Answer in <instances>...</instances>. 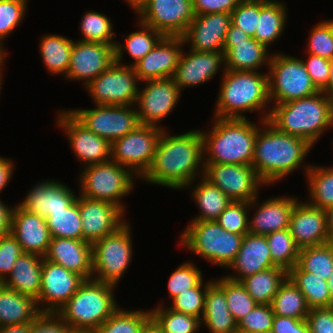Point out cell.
I'll return each mask as SVG.
<instances>
[{
    "label": "cell",
    "mask_w": 333,
    "mask_h": 333,
    "mask_svg": "<svg viewBox=\"0 0 333 333\" xmlns=\"http://www.w3.org/2000/svg\"><path fill=\"white\" fill-rule=\"evenodd\" d=\"M204 166L201 130L191 129L173 135L163 129L152 164L139 181L184 190L194 180L203 177Z\"/></svg>",
    "instance_id": "cell-1"
},
{
    "label": "cell",
    "mask_w": 333,
    "mask_h": 333,
    "mask_svg": "<svg viewBox=\"0 0 333 333\" xmlns=\"http://www.w3.org/2000/svg\"><path fill=\"white\" fill-rule=\"evenodd\" d=\"M258 122L252 166L259 178L269 187L299 168L307 173L311 164L304 161L313 146L303 138L278 131L268 121Z\"/></svg>",
    "instance_id": "cell-2"
},
{
    "label": "cell",
    "mask_w": 333,
    "mask_h": 333,
    "mask_svg": "<svg viewBox=\"0 0 333 333\" xmlns=\"http://www.w3.org/2000/svg\"><path fill=\"white\" fill-rule=\"evenodd\" d=\"M220 80L213 117L246 118V112H254L261 121L268 120L271 111L268 72L225 70Z\"/></svg>",
    "instance_id": "cell-3"
},
{
    "label": "cell",
    "mask_w": 333,
    "mask_h": 333,
    "mask_svg": "<svg viewBox=\"0 0 333 333\" xmlns=\"http://www.w3.org/2000/svg\"><path fill=\"white\" fill-rule=\"evenodd\" d=\"M278 131L305 139L313 147L333 128V104L323 92L291 100L283 104H271L267 120Z\"/></svg>",
    "instance_id": "cell-4"
},
{
    "label": "cell",
    "mask_w": 333,
    "mask_h": 333,
    "mask_svg": "<svg viewBox=\"0 0 333 333\" xmlns=\"http://www.w3.org/2000/svg\"><path fill=\"white\" fill-rule=\"evenodd\" d=\"M246 118L212 117L203 137L204 163L252 165L257 124Z\"/></svg>",
    "instance_id": "cell-5"
},
{
    "label": "cell",
    "mask_w": 333,
    "mask_h": 333,
    "mask_svg": "<svg viewBox=\"0 0 333 333\" xmlns=\"http://www.w3.org/2000/svg\"><path fill=\"white\" fill-rule=\"evenodd\" d=\"M116 286L85 280L57 314L72 331H96L119 307Z\"/></svg>",
    "instance_id": "cell-6"
},
{
    "label": "cell",
    "mask_w": 333,
    "mask_h": 333,
    "mask_svg": "<svg viewBox=\"0 0 333 333\" xmlns=\"http://www.w3.org/2000/svg\"><path fill=\"white\" fill-rule=\"evenodd\" d=\"M244 235L224 230L217 221H189L179 245L217 267L228 269L234 262Z\"/></svg>",
    "instance_id": "cell-7"
},
{
    "label": "cell",
    "mask_w": 333,
    "mask_h": 333,
    "mask_svg": "<svg viewBox=\"0 0 333 333\" xmlns=\"http://www.w3.org/2000/svg\"><path fill=\"white\" fill-rule=\"evenodd\" d=\"M80 172L77 177L79 195L110 202L127 213L123 199L133 192L136 180L139 179L131 170L109 160L83 167Z\"/></svg>",
    "instance_id": "cell-8"
},
{
    "label": "cell",
    "mask_w": 333,
    "mask_h": 333,
    "mask_svg": "<svg viewBox=\"0 0 333 333\" xmlns=\"http://www.w3.org/2000/svg\"><path fill=\"white\" fill-rule=\"evenodd\" d=\"M131 224L127 221L116 232L92 244V279L118 286L133 260Z\"/></svg>",
    "instance_id": "cell-9"
},
{
    "label": "cell",
    "mask_w": 333,
    "mask_h": 333,
    "mask_svg": "<svg viewBox=\"0 0 333 333\" xmlns=\"http://www.w3.org/2000/svg\"><path fill=\"white\" fill-rule=\"evenodd\" d=\"M269 97L271 104L310 97L319 92L313 84L302 57L273 52L269 62Z\"/></svg>",
    "instance_id": "cell-10"
},
{
    "label": "cell",
    "mask_w": 333,
    "mask_h": 333,
    "mask_svg": "<svg viewBox=\"0 0 333 333\" xmlns=\"http://www.w3.org/2000/svg\"><path fill=\"white\" fill-rule=\"evenodd\" d=\"M133 66L114 63L108 70L99 74L85 89L94 105H136L139 84Z\"/></svg>",
    "instance_id": "cell-11"
},
{
    "label": "cell",
    "mask_w": 333,
    "mask_h": 333,
    "mask_svg": "<svg viewBox=\"0 0 333 333\" xmlns=\"http://www.w3.org/2000/svg\"><path fill=\"white\" fill-rule=\"evenodd\" d=\"M161 128L145 124L111 144V160L127 167L139 179L152 164Z\"/></svg>",
    "instance_id": "cell-12"
},
{
    "label": "cell",
    "mask_w": 333,
    "mask_h": 333,
    "mask_svg": "<svg viewBox=\"0 0 333 333\" xmlns=\"http://www.w3.org/2000/svg\"><path fill=\"white\" fill-rule=\"evenodd\" d=\"M90 109H68L90 131L111 144L141 125L137 109L126 105H94Z\"/></svg>",
    "instance_id": "cell-13"
},
{
    "label": "cell",
    "mask_w": 333,
    "mask_h": 333,
    "mask_svg": "<svg viewBox=\"0 0 333 333\" xmlns=\"http://www.w3.org/2000/svg\"><path fill=\"white\" fill-rule=\"evenodd\" d=\"M134 12L164 36H182L195 18L192 0H144Z\"/></svg>",
    "instance_id": "cell-14"
},
{
    "label": "cell",
    "mask_w": 333,
    "mask_h": 333,
    "mask_svg": "<svg viewBox=\"0 0 333 333\" xmlns=\"http://www.w3.org/2000/svg\"><path fill=\"white\" fill-rule=\"evenodd\" d=\"M203 177L220 188L232 201L250 202L267 186L252 165L204 163Z\"/></svg>",
    "instance_id": "cell-15"
},
{
    "label": "cell",
    "mask_w": 333,
    "mask_h": 333,
    "mask_svg": "<svg viewBox=\"0 0 333 333\" xmlns=\"http://www.w3.org/2000/svg\"><path fill=\"white\" fill-rule=\"evenodd\" d=\"M56 126L65 133L69 146L82 167L111 160V143L83 125L69 110H58Z\"/></svg>",
    "instance_id": "cell-16"
},
{
    "label": "cell",
    "mask_w": 333,
    "mask_h": 333,
    "mask_svg": "<svg viewBox=\"0 0 333 333\" xmlns=\"http://www.w3.org/2000/svg\"><path fill=\"white\" fill-rule=\"evenodd\" d=\"M144 87L139 89L135 107L141 124L156 126L160 125L178 104L182 91L172 78H163L142 82Z\"/></svg>",
    "instance_id": "cell-17"
},
{
    "label": "cell",
    "mask_w": 333,
    "mask_h": 333,
    "mask_svg": "<svg viewBox=\"0 0 333 333\" xmlns=\"http://www.w3.org/2000/svg\"><path fill=\"white\" fill-rule=\"evenodd\" d=\"M84 281L82 276L43 258L41 290L36 300L41 313H57Z\"/></svg>",
    "instance_id": "cell-18"
},
{
    "label": "cell",
    "mask_w": 333,
    "mask_h": 333,
    "mask_svg": "<svg viewBox=\"0 0 333 333\" xmlns=\"http://www.w3.org/2000/svg\"><path fill=\"white\" fill-rule=\"evenodd\" d=\"M115 62L113 45L77 39L73 43L69 70L64 79L82 81L83 86H87Z\"/></svg>",
    "instance_id": "cell-19"
},
{
    "label": "cell",
    "mask_w": 333,
    "mask_h": 333,
    "mask_svg": "<svg viewBox=\"0 0 333 333\" xmlns=\"http://www.w3.org/2000/svg\"><path fill=\"white\" fill-rule=\"evenodd\" d=\"M78 205L82 221V240L94 242L116 232L128 220L116 205L85 198L78 194Z\"/></svg>",
    "instance_id": "cell-20"
},
{
    "label": "cell",
    "mask_w": 333,
    "mask_h": 333,
    "mask_svg": "<svg viewBox=\"0 0 333 333\" xmlns=\"http://www.w3.org/2000/svg\"><path fill=\"white\" fill-rule=\"evenodd\" d=\"M222 68V70H220ZM225 72L224 54L198 52L189 49L181 51L177 68L172 79L181 91L208 83L219 72Z\"/></svg>",
    "instance_id": "cell-21"
},
{
    "label": "cell",
    "mask_w": 333,
    "mask_h": 333,
    "mask_svg": "<svg viewBox=\"0 0 333 333\" xmlns=\"http://www.w3.org/2000/svg\"><path fill=\"white\" fill-rule=\"evenodd\" d=\"M231 25V14L211 13L195 15L182 35L184 45L198 52L223 53L227 31Z\"/></svg>",
    "instance_id": "cell-22"
},
{
    "label": "cell",
    "mask_w": 333,
    "mask_h": 333,
    "mask_svg": "<svg viewBox=\"0 0 333 333\" xmlns=\"http://www.w3.org/2000/svg\"><path fill=\"white\" fill-rule=\"evenodd\" d=\"M260 196L249 202V233L267 235L283 229H288L290 218L298 196H275L260 201ZM297 197V198H296ZM255 208V209H254Z\"/></svg>",
    "instance_id": "cell-23"
},
{
    "label": "cell",
    "mask_w": 333,
    "mask_h": 333,
    "mask_svg": "<svg viewBox=\"0 0 333 333\" xmlns=\"http://www.w3.org/2000/svg\"><path fill=\"white\" fill-rule=\"evenodd\" d=\"M182 36H164L156 46L133 67L142 82L163 78H172L177 68L182 49Z\"/></svg>",
    "instance_id": "cell-24"
},
{
    "label": "cell",
    "mask_w": 333,
    "mask_h": 333,
    "mask_svg": "<svg viewBox=\"0 0 333 333\" xmlns=\"http://www.w3.org/2000/svg\"><path fill=\"white\" fill-rule=\"evenodd\" d=\"M288 229L300 249L331 241L327 230L326 211L300 199L295 203Z\"/></svg>",
    "instance_id": "cell-25"
},
{
    "label": "cell",
    "mask_w": 333,
    "mask_h": 333,
    "mask_svg": "<svg viewBox=\"0 0 333 333\" xmlns=\"http://www.w3.org/2000/svg\"><path fill=\"white\" fill-rule=\"evenodd\" d=\"M75 193L64 182L46 179L33 185L19 205L28 212L47 218L53 211L69 207L78 196Z\"/></svg>",
    "instance_id": "cell-26"
},
{
    "label": "cell",
    "mask_w": 333,
    "mask_h": 333,
    "mask_svg": "<svg viewBox=\"0 0 333 333\" xmlns=\"http://www.w3.org/2000/svg\"><path fill=\"white\" fill-rule=\"evenodd\" d=\"M11 234L21 245L23 252L45 257L48 252L51 235L46 218L33 214L18 203L12 216Z\"/></svg>",
    "instance_id": "cell-27"
},
{
    "label": "cell",
    "mask_w": 333,
    "mask_h": 333,
    "mask_svg": "<svg viewBox=\"0 0 333 333\" xmlns=\"http://www.w3.org/2000/svg\"><path fill=\"white\" fill-rule=\"evenodd\" d=\"M276 267L271 258L269 245L265 235L247 233L244 235L241 248L234 262L227 269L233 270L225 276L233 281L241 282L248 276L266 269Z\"/></svg>",
    "instance_id": "cell-28"
},
{
    "label": "cell",
    "mask_w": 333,
    "mask_h": 333,
    "mask_svg": "<svg viewBox=\"0 0 333 333\" xmlns=\"http://www.w3.org/2000/svg\"><path fill=\"white\" fill-rule=\"evenodd\" d=\"M44 258L82 276L85 280L92 278V244L84 240L51 238Z\"/></svg>",
    "instance_id": "cell-29"
},
{
    "label": "cell",
    "mask_w": 333,
    "mask_h": 333,
    "mask_svg": "<svg viewBox=\"0 0 333 333\" xmlns=\"http://www.w3.org/2000/svg\"><path fill=\"white\" fill-rule=\"evenodd\" d=\"M263 44L251 37L247 41L225 42L223 48L225 70L260 71L269 62L272 53Z\"/></svg>",
    "instance_id": "cell-30"
},
{
    "label": "cell",
    "mask_w": 333,
    "mask_h": 333,
    "mask_svg": "<svg viewBox=\"0 0 333 333\" xmlns=\"http://www.w3.org/2000/svg\"><path fill=\"white\" fill-rule=\"evenodd\" d=\"M42 266L43 257L23 252L2 284L37 300L41 290Z\"/></svg>",
    "instance_id": "cell-31"
},
{
    "label": "cell",
    "mask_w": 333,
    "mask_h": 333,
    "mask_svg": "<svg viewBox=\"0 0 333 333\" xmlns=\"http://www.w3.org/2000/svg\"><path fill=\"white\" fill-rule=\"evenodd\" d=\"M287 5L280 0H260V14L254 39L270 50L288 23Z\"/></svg>",
    "instance_id": "cell-32"
},
{
    "label": "cell",
    "mask_w": 333,
    "mask_h": 333,
    "mask_svg": "<svg viewBox=\"0 0 333 333\" xmlns=\"http://www.w3.org/2000/svg\"><path fill=\"white\" fill-rule=\"evenodd\" d=\"M40 314L35 299L0 283V327L30 323Z\"/></svg>",
    "instance_id": "cell-33"
},
{
    "label": "cell",
    "mask_w": 333,
    "mask_h": 333,
    "mask_svg": "<svg viewBox=\"0 0 333 333\" xmlns=\"http://www.w3.org/2000/svg\"><path fill=\"white\" fill-rule=\"evenodd\" d=\"M198 180L200 181L198 182ZM190 187L192 190L189 191H191L199 214L189 221H216L219 215L232 202L220 188L211 184L204 177L194 180L185 189H189Z\"/></svg>",
    "instance_id": "cell-34"
},
{
    "label": "cell",
    "mask_w": 333,
    "mask_h": 333,
    "mask_svg": "<svg viewBox=\"0 0 333 333\" xmlns=\"http://www.w3.org/2000/svg\"><path fill=\"white\" fill-rule=\"evenodd\" d=\"M227 304L225 293L213 282L205 296L202 327L210 333H237V323Z\"/></svg>",
    "instance_id": "cell-35"
},
{
    "label": "cell",
    "mask_w": 333,
    "mask_h": 333,
    "mask_svg": "<svg viewBox=\"0 0 333 333\" xmlns=\"http://www.w3.org/2000/svg\"><path fill=\"white\" fill-rule=\"evenodd\" d=\"M138 30L129 33L127 36L122 35L124 39L123 43L116 41L114 50H115V60L116 63L127 66H134L137 62L145 57L155 46L156 44L164 37V35L137 21ZM131 57V63H123L124 53Z\"/></svg>",
    "instance_id": "cell-36"
},
{
    "label": "cell",
    "mask_w": 333,
    "mask_h": 333,
    "mask_svg": "<svg viewBox=\"0 0 333 333\" xmlns=\"http://www.w3.org/2000/svg\"><path fill=\"white\" fill-rule=\"evenodd\" d=\"M74 40L59 34H43L39 52L49 74L66 76L69 70Z\"/></svg>",
    "instance_id": "cell-37"
},
{
    "label": "cell",
    "mask_w": 333,
    "mask_h": 333,
    "mask_svg": "<svg viewBox=\"0 0 333 333\" xmlns=\"http://www.w3.org/2000/svg\"><path fill=\"white\" fill-rule=\"evenodd\" d=\"M287 277L305 296L310 309L333 306L326 280L303 271L297 264L287 272Z\"/></svg>",
    "instance_id": "cell-38"
},
{
    "label": "cell",
    "mask_w": 333,
    "mask_h": 333,
    "mask_svg": "<svg viewBox=\"0 0 333 333\" xmlns=\"http://www.w3.org/2000/svg\"><path fill=\"white\" fill-rule=\"evenodd\" d=\"M286 278L287 271L276 266L248 276L241 283L257 304L270 305Z\"/></svg>",
    "instance_id": "cell-39"
},
{
    "label": "cell",
    "mask_w": 333,
    "mask_h": 333,
    "mask_svg": "<svg viewBox=\"0 0 333 333\" xmlns=\"http://www.w3.org/2000/svg\"><path fill=\"white\" fill-rule=\"evenodd\" d=\"M305 176L309 191L306 202L324 210L333 206V167L311 164Z\"/></svg>",
    "instance_id": "cell-40"
},
{
    "label": "cell",
    "mask_w": 333,
    "mask_h": 333,
    "mask_svg": "<svg viewBox=\"0 0 333 333\" xmlns=\"http://www.w3.org/2000/svg\"><path fill=\"white\" fill-rule=\"evenodd\" d=\"M270 305L274 315L301 320L306 319L310 310L305 296L288 277L280 285Z\"/></svg>",
    "instance_id": "cell-41"
},
{
    "label": "cell",
    "mask_w": 333,
    "mask_h": 333,
    "mask_svg": "<svg viewBox=\"0 0 333 333\" xmlns=\"http://www.w3.org/2000/svg\"><path fill=\"white\" fill-rule=\"evenodd\" d=\"M166 304H157L150 309L151 320L161 333H198L202 328L201 319L185 313L176 312Z\"/></svg>",
    "instance_id": "cell-42"
},
{
    "label": "cell",
    "mask_w": 333,
    "mask_h": 333,
    "mask_svg": "<svg viewBox=\"0 0 333 333\" xmlns=\"http://www.w3.org/2000/svg\"><path fill=\"white\" fill-rule=\"evenodd\" d=\"M51 238H72L82 240V221L76 200L65 210L53 211L47 218Z\"/></svg>",
    "instance_id": "cell-43"
},
{
    "label": "cell",
    "mask_w": 333,
    "mask_h": 333,
    "mask_svg": "<svg viewBox=\"0 0 333 333\" xmlns=\"http://www.w3.org/2000/svg\"><path fill=\"white\" fill-rule=\"evenodd\" d=\"M297 265L327 281L333 270V242L300 249Z\"/></svg>",
    "instance_id": "cell-44"
},
{
    "label": "cell",
    "mask_w": 333,
    "mask_h": 333,
    "mask_svg": "<svg viewBox=\"0 0 333 333\" xmlns=\"http://www.w3.org/2000/svg\"><path fill=\"white\" fill-rule=\"evenodd\" d=\"M151 320L150 309L119 307L97 330V333H140Z\"/></svg>",
    "instance_id": "cell-45"
},
{
    "label": "cell",
    "mask_w": 333,
    "mask_h": 333,
    "mask_svg": "<svg viewBox=\"0 0 333 333\" xmlns=\"http://www.w3.org/2000/svg\"><path fill=\"white\" fill-rule=\"evenodd\" d=\"M112 21L106 14L94 10L84 12L80 22L82 37L79 41L98 42L115 46L117 33L114 32Z\"/></svg>",
    "instance_id": "cell-46"
},
{
    "label": "cell",
    "mask_w": 333,
    "mask_h": 333,
    "mask_svg": "<svg viewBox=\"0 0 333 333\" xmlns=\"http://www.w3.org/2000/svg\"><path fill=\"white\" fill-rule=\"evenodd\" d=\"M214 283L225 293L228 309L236 323L257 305L241 282L233 281L223 275L214 278Z\"/></svg>",
    "instance_id": "cell-47"
},
{
    "label": "cell",
    "mask_w": 333,
    "mask_h": 333,
    "mask_svg": "<svg viewBox=\"0 0 333 333\" xmlns=\"http://www.w3.org/2000/svg\"><path fill=\"white\" fill-rule=\"evenodd\" d=\"M265 237L273 264L288 272L297 264L300 252V248L296 245L289 229L272 232Z\"/></svg>",
    "instance_id": "cell-48"
},
{
    "label": "cell",
    "mask_w": 333,
    "mask_h": 333,
    "mask_svg": "<svg viewBox=\"0 0 333 333\" xmlns=\"http://www.w3.org/2000/svg\"><path fill=\"white\" fill-rule=\"evenodd\" d=\"M28 0H0V49L7 54L4 41L23 22Z\"/></svg>",
    "instance_id": "cell-49"
},
{
    "label": "cell",
    "mask_w": 333,
    "mask_h": 333,
    "mask_svg": "<svg viewBox=\"0 0 333 333\" xmlns=\"http://www.w3.org/2000/svg\"><path fill=\"white\" fill-rule=\"evenodd\" d=\"M210 279L206 282L203 279L196 287L178 294L171 300V305L169 304L168 307L176 312L189 314L201 319L207 289L214 282L213 278Z\"/></svg>",
    "instance_id": "cell-50"
},
{
    "label": "cell",
    "mask_w": 333,
    "mask_h": 333,
    "mask_svg": "<svg viewBox=\"0 0 333 333\" xmlns=\"http://www.w3.org/2000/svg\"><path fill=\"white\" fill-rule=\"evenodd\" d=\"M194 261L188 260L181 263L168 278L167 290L170 300L188 289L196 287L203 280L202 269Z\"/></svg>",
    "instance_id": "cell-51"
},
{
    "label": "cell",
    "mask_w": 333,
    "mask_h": 333,
    "mask_svg": "<svg viewBox=\"0 0 333 333\" xmlns=\"http://www.w3.org/2000/svg\"><path fill=\"white\" fill-rule=\"evenodd\" d=\"M308 37L305 53L333 59V19L318 22Z\"/></svg>",
    "instance_id": "cell-52"
},
{
    "label": "cell",
    "mask_w": 333,
    "mask_h": 333,
    "mask_svg": "<svg viewBox=\"0 0 333 333\" xmlns=\"http://www.w3.org/2000/svg\"><path fill=\"white\" fill-rule=\"evenodd\" d=\"M249 202L232 201L217 218L226 231L245 235L249 233Z\"/></svg>",
    "instance_id": "cell-53"
},
{
    "label": "cell",
    "mask_w": 333,
    "mask_h": 333,
    "mask_svg": "<svg viewBox=\"0 0 333 333\" xmlns=\"http://www.w3.org/2000/svg\"><path fill=\"white\" fill-rule=\"evenodd\" d=\"M274 316L271 305L257 304L237 323V332L271 333Z\"/></svg>",
    "instance_id": "cell-54"
},
{
    "label": "cell",
    "mask_w": 333,
    "mask_h": 333,
    "mask_svg": "<svg viewBox=\"0 0 333 333\" xmlns=\"http://www.w3.org/2000/svg\"><path fill=\"white\" fill-rule=\"evenodd\" d=\"M230 14L234 26L254 37L260 14V0H242Z\"/></svg>",
    "instance_id": "cell-55"
},
{
    "label": "cell",
    "mask_w": 333,
    "mask_h": 333,
    "mask_svg": "<svg viewBox=\"0 0 333 333\" xmlns=\"http://www.w3.org/2000/svg\"><path fill=\"white\" fill-rule=\"evenodd\" d=\"M21 254V245L12 234L0 238V283L9 276Z\"/></svg>",
    "instance_id": "cell-56"
},
{
    "label": "cell",
    "mask_w": 333,
    "mask_h": 333,
    "mask_svg": "<svg viewBox=\"0 0 333 333\" xmlns=\"http://www.w3.org/2000/svg\"><path fill=\"white\" fill-rule=\"evenodd\" d=\"M306 55L307 58H302L306 70L316 88L323 91L329 83L330 60L314 54Z\"/></svg>",
    "instance_id": "cell-57"
},
{
    "label": "cell",
    "mask_w": 333,
    "mask_h": 333,
    "mask_svg": "<svg viewBox=\"0 0 333 333\" xmlns=\"http://www.w3.org/2000/svg\"><path fill=\"white\" fill-rule=\"evenodd\" d=\"M29 333H72V329L57 313H41L31 322Z\"/></svg>",
    "instance_id": "cell-58"
},
{
    "label": "cell",
    "mask_w": 333,
    "mask_h": 333,
    "mask_svg": "<svg viewBox=\"0 0 333 333\" xmlns=\"http://www.w3.org/2000/svg\"><path fill=\"white\" fill-rule=\"evenodd\" d=\"M305 320L310 333H333V306L312 308Z\"/></svg>",
    "instance_id": "cell-59"
},
{
    "label": "cell",
    "mask_w": 333,
    "mask_h": 333,
    "mask_svg": "<svg viewBox=\"0 0 333 333\" xmlns=\"http://www.w3.org/2000/svg\"><path fill=\"white\" fill-rule=\"evenodd\" d=\"M242 0H192L195 15L228 13Z\"/></svg>",
    "instance_id": "cell-60"
},
{
    "label": "cell",
    "mask_w": 333,
    "mask_h": 333,
    "mask_svg": "<svg viewBox=\"0 0 333 333\" xmlns=\"http://www.w3.org/2000/svg\"><path fill=\"white\" fill-rule=\"evenodd\" d=\"M271 333H310L305 319L274 316Z\"/></svg>",
    "instance_id": "cell-61"
},
{
    "label": "cell",
    "mask_w": 333,
    "mask_h": 333,
    "mask_svg": "<svg viewBox=\"0 0 333 333\" xmlns=\"http://www.w3.org/2000/svg\"><path fill=\"white\" fill-rule=\"evenodd\" d=\"M15 206H8L0 199V238L11 234L12 216Z\"/></svg>",
    "instance_id": "cell-62"
},
{
    "label": "cell",
    "mask_w": 333,
    "mask_h": 333,
    "mask_svg": "<svg viewBox=\"0 0 333 333\" xmlns=\"http://www.w3.org/2000/svg\"><path fill=\"white\" fill-rule=\"evenodd\" d=\"M13 159L5 158L4 156H0V193L6 187H8L9 182L15 171V163Z\"/></svg>",
    "instance_id": "cell-63"
},
{
    "label": "cell",
    "mask_w": 333,
    "mask_h": 333,
    "mask_svg": "<svg viewBox=\"0 0 333 333\" xmlns=\"http://www.w3.org/2000/svg\"><path fill=\"white\" fill-rule=\"evenodd\" d=\"M251 36L246 34L244 31L234 26L232 23L227 31L225 42H240L247 41Z\"/></svg>",
    "instance_id": "cell-64"
},
{
    "label": "cell",
    "mask_w": 333,
    "mask_h": 333,
    "mask_svg": "<svg viewBox=\"0 0 333 333\" xmlns=\"http://www.w3.org/2000/svg\"><path fill=\"white\" fill-rule=\"evenodd\" d=\"M31 328L30 323H21L0 327V333H29Z\"/></svg>",
    "instance_id": "cell-65"
},
{
    "label": "cell",
    "mask_w": 333,
    "mask_h": 333,
    "mask_svg": "<svg viewBox=\"0 0 333 333\" xmlns=\"http://www.w3.org/2000/svg\"><path fill=\"white\" fill-rule=\"evenodd\" d=\"M333 104V59L330 60L329 83L323 90Z\"/></svg>",
    "instance_id": "cell-66"
},
{
    "label": "cell",
    "mask_w": 333,
    "mask_h": 333,
    "mask_svg": "<svg viewBox=\"0 0 333 333\" xmlns=\"http://www.w3.org/2000/svg\"><path fill=\"white\" fill-rule=\"evenodd\" d=\"M325 211L328 234L330 240L333 242V206L328 207Z\"/></svg>",
    "instance_id": "cell-67"
},
{
    "label": "cell",
    "mask_w": 333,
    "mask_h": 333,
    "mask_svg": "<svg viewBox=\"0 0 333 333\" xmlns=\"http://www.w3.org/2000/svg\"><path fill=\"white\" fill-rule=\"evenodd\" d=\"M140 333H161V330L150 320Z\"/></svg>",
    "instance_id": "cell-68"
},
{
    "label": "cell",
    "mask_w": 333,
    "mask_h": 333,
    "mask_svg": "<svg viewBox=\"0 0 333 333\" xmlns=\"http://www.w3.org/2000/svg\"><path fill=\"white\" fill-rule=\"evenodd\" d=\"M133 11L144 1V0H124Z\"/></svg>",
    "instance_id": "cell-69"
},
{
    "label": "cell",
    "mask_w": 333,
    "mask_h": 333,
    "mask_svg": "<svg viewBox=\"0 0 333 333\" xmlns=\"http://www.w3.org/2000/svg\"><path fill=\"white\" fill-rule=\"evenodd\" d=\"M329 291L333 300V270L332 273L330 274L329 279L327 280Z\"/></svg>",
    "instance_id": "cell-70"
},
{
    "label": "cell",
    "mask_w": 333,
    "mask_h": 333,
    "mask_svg": "<svg viewBox=\"0 0 333 333\" xmlns=\"http://www.w3.org/2000/svg\"><path fill=\"white\" fill-rule=\"evenodd\" d=\"M4 79V74H0V95H1V91H2V88H3V80ZM1 99V98H0Z\"/></svg>",
    "instance_id": "cell-71"
},
{
    "label": "cell",
    "mask_w": 333,
    "mask_h": 333,
    "mask_svg": "<svg viewBox=\"0 0 333 333\" xmlns=\"http://www.w3.org/2000/svg\"><path fill=\"white\" fill-rule=\"evenodd\" d=\"M72 333H97L96 331H72Z\"/></svg>",
    "instance_id": "cell-72"
}]
</instances>
